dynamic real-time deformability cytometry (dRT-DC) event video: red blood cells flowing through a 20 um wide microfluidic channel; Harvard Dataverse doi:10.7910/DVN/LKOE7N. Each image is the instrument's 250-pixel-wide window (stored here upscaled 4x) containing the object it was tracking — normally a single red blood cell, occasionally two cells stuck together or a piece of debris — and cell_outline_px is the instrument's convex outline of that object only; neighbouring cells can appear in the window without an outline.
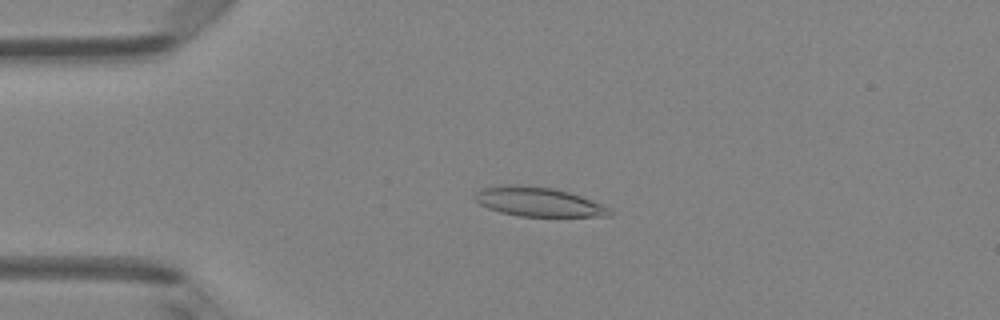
{"species": "Egyptian fruit bat (a non-hibernating species)", "species_latin": "Rousettus aegyptiacus", "temperature_condition": "room temperature", "stored_images_in_passage": 39, "camera_frame_rate_fps": 3000, "um_per_image_px": 0.085, "animal": {"sex": "female"}, "frame": {"image": 1, "passage_image": 2, "time_ms": 0.333, "image_size_px": [1000, 320], "cell_outline_px": [[612, 216], [520, 216], [500, 212], [488, 208], [480, 204], [472, 196], [480, 188], [508, 184], [520, 184], [552, 188], [568, 192], [580, 196], [612, 208]], "centroid_in_image_um": [45.74, 17.15], "position_along_channel_um": 39.3, "area_um2": 23.0}}
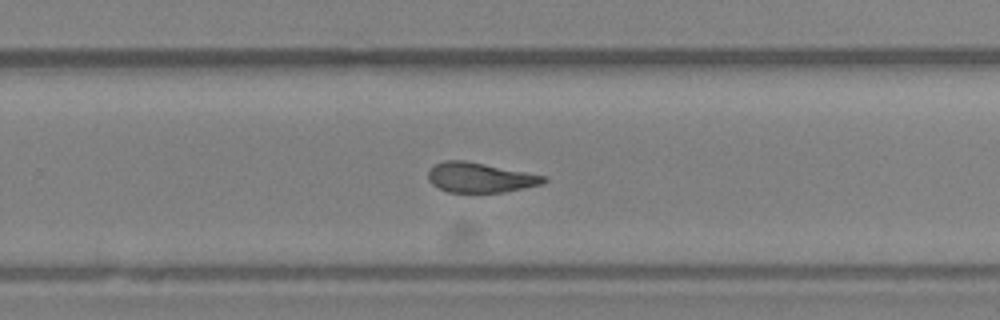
{"frame": {"image": 2, "passage_image": 22, "time_ms": 7.0, "image_size_px": [1000, 320], "cell_outline_px": [[548, 180], [544, 184], [504, 192], [448, 192], [432, 184], [428, 180], [428, 172], [436, 164], [444, 160], [464, 160], [548, 176]], "centroid_in_image_um": [40.85, 15.09], "position_along_channel_um": 289.0, "area_um2": 20.11}}
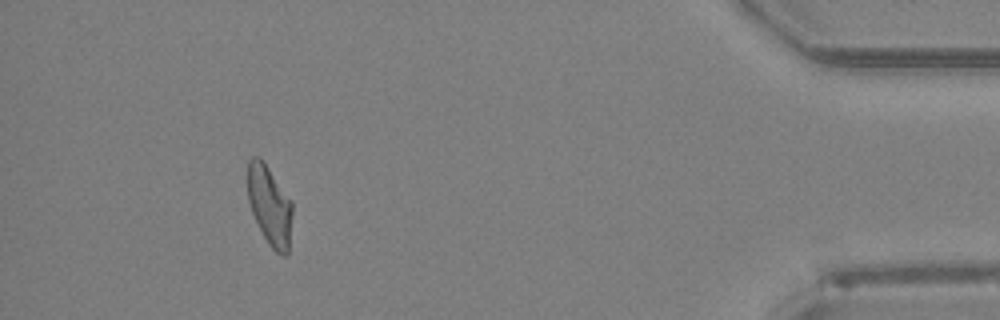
{"frame": {"image": 3, "passage_image": 35, "time_ms": 11.333, "image_size_px": [1000, 320], "cell_outline_px": [[292, 212], [288, 256], [280, 256], [268, 244], [252, 212], [248, 200], [248, 160], [252, 156], [260, 156], [264, 160], [292, 200]], "centroid_in_image_um": [22.93, 17.44], "position_along_channel_um": 412.3, "area_um2": 20.98}, "authors_computed_cell_mechanics": {"area_um2": 21.386, "velocity_mm_per_s": 4.2203, "shape_relaxation_time_tau1_ms": 4.9237, "shape_relaxation_time_tau2_ms": 2.2062, "deformation_change_tau1": 0.1853, "deformation_change_tau2": 0.108}}